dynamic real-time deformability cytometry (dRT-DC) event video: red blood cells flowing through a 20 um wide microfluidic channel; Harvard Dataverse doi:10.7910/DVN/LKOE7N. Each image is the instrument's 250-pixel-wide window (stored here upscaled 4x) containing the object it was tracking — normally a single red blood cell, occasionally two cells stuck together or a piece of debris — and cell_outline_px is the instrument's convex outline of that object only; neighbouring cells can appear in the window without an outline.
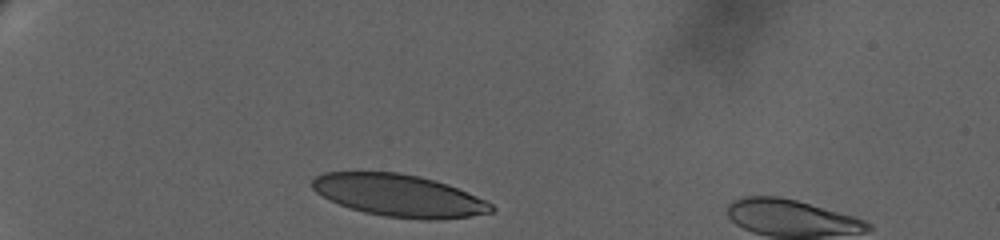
{"species": "human", "species_latin": "Homo sapiens", "temperature_condition": "warm", "stored_images_in_passage": 19, "camera_frame_rate_fps": 3000, "um_per_image_px": 0.085, "donor": {"sex": "female"}, "frame": {"image": 1, "passage_image": 1, "time_ms": 0.0, "image_size_px": [1000, 240], "cell_outline_px": [[496, 208], [492, 212], [472, 216], [440, 220], [424, 220], [384, 216], [364, 212], [328, 200], [316, 192], [312, 188], [312, 180], [316, 176], [324, 172], [400, 172], [420, 176], [448, 184], [476, 196], [492, 204]], "centroid_in_image_um": [33.92, 16.62], "position_along_channel_um": 51.1, "area_um2": 44.1}}
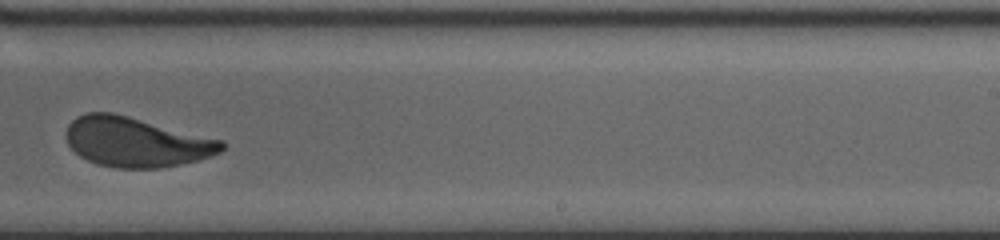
{"frame": {"image": 2, "passage_image": 12, "time_ms": 8.0, "image_size_px": [1000, 240], "cell_outline_px": [[228, 144], [220, 152], [212, 156], [180, 164], [160, 168], [116, 168], [96, 164], [80, 156], [68, 144], [68, 124], [76, 116], [88, 112], [112, 112], [224, 140]], "centroid_in_image_um": [11.6, 12.07], "position_along_channel_um": 277.4, "area_um2": 45.03}}
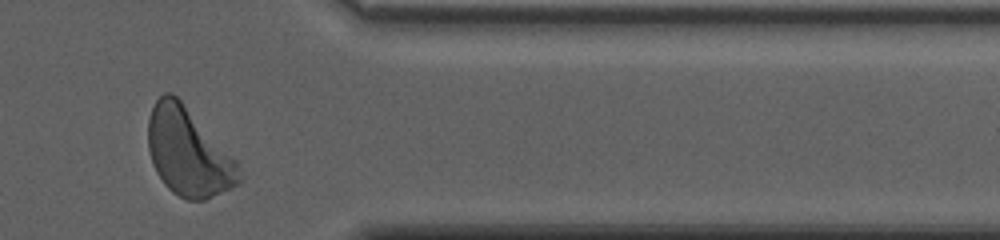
{"frame": {"image": 3, "passage_image": 18, "time_ms": 11.667, "image_size_px": [1000, 240], "cell_outline_px": [[244, 180], [240, 184], [204, 200], [188, 200], [172, 192], [164, 184], [156, 172], [152, 164], [148, 148], [148, 120], [152, 108], [156, 100], [164, 92], [172, 92], [180, 100], [236, 160]], "centroid_in_image_um": [16.0, 12.96], "position_along_channel_um": 395.4, "area_um2": 46.36}, "authors_computed_cell_mechanics": {"area_um2": 45.7198, "velocity_mm_per_s": 3.4073, "shape_relaxation_time_tau1_ms": 4.4709, "shape_relaxation_time_tau2_ms": null, "deformation_change_tau1": 0.1682, "deformation_change_tau2": null}}